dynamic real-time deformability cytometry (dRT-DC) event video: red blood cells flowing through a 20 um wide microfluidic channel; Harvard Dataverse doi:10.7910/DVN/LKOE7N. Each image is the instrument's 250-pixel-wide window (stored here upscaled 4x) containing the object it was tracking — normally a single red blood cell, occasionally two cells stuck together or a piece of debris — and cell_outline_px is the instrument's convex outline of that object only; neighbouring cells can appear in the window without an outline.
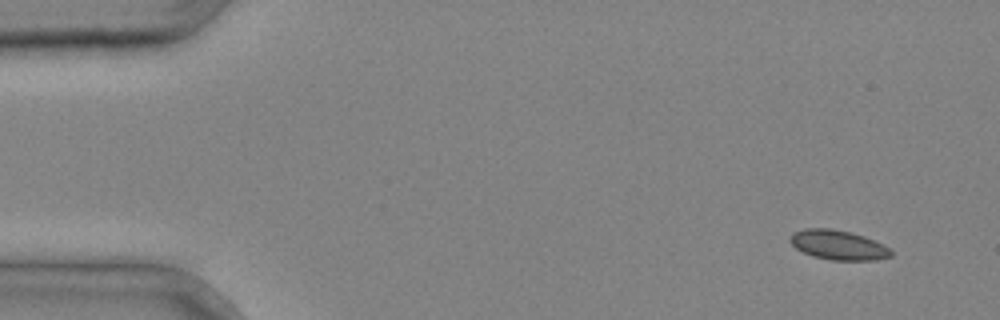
{"species": "common noctule bat (a hibernating species)", "species_latin": "Nyctalus noctula", "temperature_condition": "cold", "stored_images_in_passage": 4, "camera_frame_rate_fps": 3000, "um_per_image_px": 0.085, "animal": {"sex": "male", "body_mass_g": 20.4}, "frame": {"image": 1, "passage_image": 1, "time_ms": 0.0, "image_size_px": [1000, 320], "cell_outline_px": [[892, 256], [876, 260], [832, 260], [812, 256], [796, 248], [788, 240], [792, 232], [804, 228], [832, 228], [864, 236], [888, 248], [892, 252]], "centroid_in_image_um": [71.19, 20.82], "position_along_channel_um": 13.8, "area_um2": 17.28}}